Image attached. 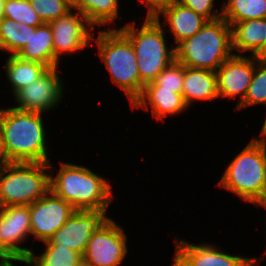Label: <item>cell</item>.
Returning <instances> with one entry per match:
<instances>
[{
    "mask_svg": "<svg viewBox=\"0 0 266 266\" xmlns=\"http://www.w3.org/2000/svg\"><path fill=\"white\" fill-rule=\"evenodd\" d=\"M256 56H244L233 54L217 70V88L220 98L239 97V105L245 98L248 87L251 84Z\"/></svg>",
    "mask_w": 266,
    "mask_h": 266,
    "instance_id": "2e32d148",
    "label": "cell"
},
{
    "mask_svg": "<svg viewBox=\"0 0 266 266\" xmlns=\"http://www.w3.org/2000/svg\"><path fill=\"white\" fill-rule=\"evenodd\" d=\"M222 17L232 27L237 22L266 18V0H228L223 2Z\"/></svg>",
    "mask_w": 266,
    "mask_h": 266,
    "instance_id": "7402d4cb",
    "label": "cell"
},
{
    "mask_svg": "<svg viewBox=\"0 0 266 266\" xmlns=\"http://www.w3.org/2000/svg\"><path fill=\"white\" fill-rule=\"evenodd\" d=\"M75 266H93L88 261H86L83 257L79 260V262Z\"/></svg>",
    "mask_w": 266,
    "mask_h": 266,
    "instance_id": "e575fe53",
    "label": "cell"
},
{
    "mask_svg": "<svg viewBox=\"0 0 266 266\" xmlns=\"http://www.w3.org/2000/svg\"><path fill=\"white\" fill-rule=\"evenodd\" d=\"M0 266H14L13 261L0 248Z\"/></svg>",
    "mask_w": 266,
    "mask_h": 266,
    "instance_id": "d6a6232c",
    "label": "cell"
},
{
    "mask_svg": "<svg viewBox=\"0 0 266 266\" xmlns=\"http://www.w3.org/2000/svg\"><path fill=\"white\" fill-rule=\"evenodd\" d=\"M16 35V56L25 61L38 62L48 69L59 67L54 57L53 32L49 23L32 27L20 23Z\"/></svg>",
    "mask_w": 266,
    "mask_h": 266,
    "instance_id": "9a60e30c",
    "label": "cell"
},
{
    "mask_svg": "<svg viewBox=\"0 0 266 266\" xmlns=\"http://www.w3.org/2000/svg\"><path fill=\"white\" fill-rule=\"evenodd\" d=\"M60 163L57 175H50V190L76 210L106 212L113 200L110 182L83 165Z\"/></svg>",
    "mask_w": 266,
    "mask_h": 266,
    "instance_id": "7a4b0ae2",
    "label": "cell"
},
{
    "mask_svg": "<svg viewBox=\"0 0 266 266\" xmlns=\"http://www.w3.org/2000/svg\"><path fill=\"white\" fill-rule=\"evenodd\" d=\"M94 41L114 84L124 91L132 106L145 86L140 81L133 44L119 28L113 27L101 30Z\"/></svg>",
    "mask_w": 266,
    "mask_h": 266,
    "instance_id": "5b68a950",
    "label": "cell"
},
{
    "mask_svg": "<svg viewBox=\"0 0 266 266\" xmlns=\"http://www.w3.org/2000/svg\"><path fill=\"white\" fill-rule=\"evenodd\" d=\"M53 165L11 162L0 168V207L30 205L50 190Z\"/></svg>",
    "mask_w": 266,
    "mask_h": 266,
    "instance_id": "52a82bcc",
    "label": "cell"
},
{
    "mask_svg": "<svg viewBox=\"0 0 266 266\" xmlns=\"http://www.w3.org/2000/svg\"><path fill=\"white\" fill-rule=\"evenodd\" d=\"M43 23H49L66 15L71 7L63 0H29Z\"/></svg>",
    "mask_w": 266,
    "mask_h": 266,
    "instance_id": "83f0119b",
    "label": "cell"
},
{
    "mask_svg": "<svg viewBox=\"0 0 266 266\" xmlns=\"http://www.w3.org/2000/svg\"><path fill=\"white\" fill-rule=\"evenodd\" d=\"M266 106V104H264ZM262 129L260 131V136H262V138H266V117H265V121L262 125Z\"/></svg>",
    "mask_w": 266,
    "mask_h": 266,
    "instance_id": "d590c367",
    "label": "cell"
},
{
    "mask_svg": "<svg viewBox=\"0 0 266 266\" xmlns=\"http://www.w3.org/2000/svg\"><path fill=\"white\" fill-rule=\"evenodd\" d=\"M182 95L188 107L194 100L208 101L218 99L216 73L211 70L184 66Z\"/></svg>",
    "mask_w": 266,
    "mask_h": 266,
    "instance_id": "d6986e66",
    "label": "cell"
},
{
    "mask_svg": "<svg viewBox=\"0 0 266 266\" xmlns=\"http://www.w3.org/2000/svg\"><path fill=\"white\" fill-rule=\"evenodd\" d=\"M160 19L145 18L140 29L134 23L119 28L131 41L137 58L140 81L146 85L176 59L175 46L168 48Z\"/></svg>",
    "mask_w": 266,
    "mask_h": 266,
    "instance_id": "8992f818",
    "label": "cell"
},
{
    "mask_svg": "<svg viewBox=\"0 0 266 266\" xmlns=\"http://www.w3.org/2000/svg\"><path fill=\"white\" fill-rule=\"evenodd\" d=\"M215 0H179L182 5L194 10L197 14L204 17L207 21L215 20L222 17V5L221 13L217 10L213 11Z\"/></svg>",
    "mask_w": 266,
    "mask_h": 266,
    "instance_id": "f546056e",
    "label": "cell"
},
{
    "mask_svg": "<svg viewBox=\"0 0 266 266\" xmlns=\"http://www.w3.org/2000/svg\"><path fill=\"white\" fill-rule=\"evenodd\" d=\"M132 107L143 108L146 111L151 107L152 115L157 120L164 119L168 115H179L188 108L182 94L161 89L160 85H145L141 96Z\"/></svg>",
    "mask_w": 266,
    "mask_h": 266,
    "instance_id": "e0dca14e",
    "label": "cell"
},
{
    "mask_svg": "<svg viewBox=\"0 0 266 266\" xmlns=\"http://www.w3.org/2000/svg\"><path fill=\"white\" fill-rule=\"evenodd\" d=\"M76 209L49 190L29 205L31 235L42 242L61 228Z\"/></svg>",
    "mask_w": 266,
    "mask_h": 266,
    "instance_id": "7c38bea8",
    "label": "cell"
},
{
    "mask_svg": "<svg viewBox=\"0 0 266 266\" xmlns=\"http://www.w3.org/2000/svg\"><path fill=\"white\" fill-rule=\"evenodd\" d=\"M160 15L165 17V23L170 25L176 46L183 40L194 36L207 22L204 17L179 2L165 9Z\"/></svg>",
    "mask_w": 266,
    "mask_h": 266,
    "instance_id": "ffe728a7",
    "label": "cell"
},
{
    "mask_svg": "<svg viewBox=\"0 0 266 266\" xmlns=\"http://www.w3.org/2000/svg\"><path fill=\"white\" fill-rule=\"evenodd\" d=\"M266 104V58L256 56L253 78L244 100L236 106L237 110L254 105Z\"/></svg>",
    "mask_w": 266,
    "mask_h": 266,
    "instance_id": "d4e9b609",
    "label": "cell"
},
{
    "mask_svg": "<svg viewBox=\"0 0 266 266\" xmlns=\"http://www.w3.org/2000/svg\"><path fill=\"white\" fill-rule=\"evenodd\" d=\"M145 3L148 12L146 18L160 19V14L179 0H140Z\"/></svg>",
    "mask_w": 266,
    "mask_h": 266,
    "instance_id": "4dcf8cb0",
    "label": "cell"
},
{
    "mask_svg": "<svg viewBox=\"0 0 266 266\" xmlns=\"http://www.w3.org/2000/svg\"><path fill=\"white\" fill-rule=\"evenodd\" d=\"M105 211L76 210L48 241L46 247H68L84 255L92 233L108 218Z\"/></svg>",
    "mask_w": 266,
    "mask_h": 266,
    "instance_id": "30bf717a",
    "label": "cell"
},
{
    "mask_svg": "<svg viewBox=\"0 0 266 266\" xmlns=\"http://www.w3.org/2000/svg\"><path fill=\"white\" fill-rule=\"evenodd\" d=\"M4 1H5V0H0V21H1V20L3 19V17H4V10H3Z\"/></svg>",
    "mask_w": 266,
    "mask_h": 266,
    "instance_id": "8d00e7d4",
    "label": "cell"
},
{
    "mask_svg": "<svg viewBox=\"0 0 266 266\" xmlns=\"http://www.w3.org/2000/svg\"><path fill=\"white\" fill-rule=\"evenodd\" d=\"M4 17L32 27L43 24L42 20L32 8L29 0H5Z\"/></svg>",
    "mask_w": 266,
    "mask_h": 266,
    "instance_id": "484cf974",
    "label": "cell"
},
{
    "mask_svg": "<svg viewBox=\"0 0 266 266\" xmlns=\"http://www.w3.org/2000/svg\"><path fill=\"white\" fill-rule=\"evenodd\" d=\"M174 262L171 266H256L262 258L230 255L212 244L195 245L176 239Z\"/></svg>",
    "mask_w": 266,
    "mask_h": 266,
    "instance_id": "5bb4252c",
    "label": "cell"
},
{
    "mask_svg": "<svg viewBox=\"0 0 266 266\" xmlns=\"http://www.w3.org/2000/svg\"><path fill=\"white\" fill-rule=\"evenodd\" d=\"M266 138H253L226 168L219 187L242 200L260 204L266 200Z\"/></svg>",
    "mask_w": 266,
    "mask_h": 266,
    "instance_id": "277c9868",
    "label": "cell"
},
{
    "mask_svg": "<svg viewBox=\"0 0 266 266\" xmlns=\"http://www.w3.org/2000/svg\"><path fill=\"white\" fill-rule=\"evenodd\" d=\"M118 0H79L74 9L86 16L88 22L95 26L113 23L118 18Z\"/></svg>",
    "mask_w": 266,
    "mask_h": 266,
    "instance_id": "603a6c76",
    "label": "cell"
},
{
    "mask_svg": "<svg viewBox=\"0 0 266 266\" xmlns=\"http://www.w3.org/2000/svg\"><path fill=\"white\" fill-rule=\"evenodd\" d=\"M82 257L68 247H46L39 256L32 252L24 263L32 266H75Z\"/></svg>",
    "mask_w": 266,
    "mask_h": 266,
    "instance_id": "cb8c5ba5",
    "label": "cell"
},
{
    "mask_svg": "<svg viewBox=\"0 0 266 266\" xmlns=\"http://www.w3.org/2000/svg\"><path fill=\"white\" fill-rule=\"evenodd\" d=\"M49 25L53 32L54 57L58 62L62 54L82 51L95 37L90 31V28L94 27L79 11L73 14L71 10L66 15L49 22Z\"/></svg>",
    "mask_w": 266,
    "mask_h": 266,
    "instance_id": "4fadbf2b",
    "label": "cell"
},
{
    "mask_svg": "<svg viewBox=\"0 0 266 266\" xmlns=\"http://www.w3.org/2000/svg\"><path fill=\"white\" fill-rule=\"evenodd\" d=\"M232 50L266 58V18L237 22L232 26ZM240 50V51H239Z\"/></svg>",
    "mask_w": 266,
    "mask_h": 266,
    "instance_id": "ac0fdd59",
    "label": "cell"
},
{
    "mask_svg": "<svg viewBox=\"0 0 266 266\" xmlns=\"http://www.w3.org/2000/svg\"><path fill=\"white\" fill-rule=\"evenodd\" d=\"M67 5H69L72 9H75L78 6L79 0H63Z\"/></svg>",
    "mask_w": 266,
    "mask_h": 266,
    "instance_id": "836d02e7",
    "label": "cell"
},
{
    "mask_svg": "<svg viewBox=\"0 0 266 266\" xmlns=\"http://www.w3.org/2000/svg\"><path fill=\"white\" fill-rule=\"evenodd\" d=\"M176 60L194 69L216 70L235 52L232 27L223 18L207 21L192 37L175 46Z\"/></svg>",
    "mask_w": 266,
    "mask_h": 266,
    "instance_id": "3957f363",
    "label": "cell"
},
{
    "mask_svg": "<svg viewBox=\"0 0 266 266\" xmlns=\"http://www.w3.org/2000/svg\"><path fill=\"white\" fill-rule=\"evenodd\" d=\"M11 163L4 148V142L2 139V134L0 131V168L6 166L7 164Z\"/></svg>",
    "mask_w": 266,
    "mask_h": 266,
    "instance_id": "1f68e13d",
    "label": "cell"
},
{
    "mask_svg": "<svg viewBox=\"0 0 266 266\" xmlns=\"http://www.w3.org/2000/svg\"><path fill=\"white\" fill-rule=\"evenodd\" d=\"M43 113L0 109V131L10 162L48 163Z\"/></svg>",
    "mask_w": 266,
    "mask_h": 266,
    "instance_id": "6da1fadb",
    "label": "cell"
},
{
    "mask_svg": "<svg viewBox=\"0 0 266 266\" xmlns=\"http://www.w3.org/2000/svg\"><path fill=\"white\" fill-rule=\"evenodd\" d=\"M127 251L124 229L108 217L92 233L83 258L93 266H119Z\"/></svg>",
    "mask_w": 266,
    "mask_h": 266,
    "instance_id": "ba28073f",
    "label": "cell"
},
{
    "mask_svg": "<svg viewBox=\"0 0 266 266\" xmlns=\"http://www.w3.org/2000/svg\"><path fill=\"white\" fill-rule=\"evenodd\" d=\"M184 81V65L176 59L165 67L153 82L146 85H160L161 89L173 90L182 94Z\"/></svg>",
    "mask_w": 266,
    "mask_h": 266,
    "instance_id": "4316f807",
    "label": "cell"
},
{
    "mask_svg": "<svg viewBox=\"0 0 266 266\" xmlns=\"http://www.w3.org/2000/svg\"><path fill=\"white\" fill-rule=\"evenodd\" d=\"M29 205L0 207V248L12 260L24 263L33 252L18 244L31 234Z\"/></svg>",
    "mask_w": 266,
    "mask_h": 266,
    "instance_id": "9c48e42d",
    "label": "cell"
},
{
    "mask_svg": "<svg viewBox=\"0 0 266 266\" xmlns=\"http://www.w3.org/2000/svg\"><path fill=\"white\" fill-rule=\"evenodd\" d=\"M258 206H261L266 209V200L258 204Z\"/></svg>",
    "mask_w": 266,
    "mask_h": 266,
    "instance_id": "74e56055",
    "label": "cell"
},
{
    "mask_svg": "<svg viewBox=\"0 0 266 266\" xmlns=\"http://www.w3.org/2000/svg\"><path fill=\"white\" fill-rule=\"evenodd\" d=\"M58 67L49 68L34 83L21 88L13 96L21 111L44 113L56 107L63 97L62 78Z\"/></svg>",
    "mask_w": 266,
    "mask_h": 266,
    "instance_id": "8fae6325",
    "label": "cell"
},
{
    "mask_svg": "<svg viewBox=\"0 0 266 266\" xmlns=\"http://www.w3.org/2000/svg\"><path fill=\"white\" fill-rule=\"evenodd\" d=\"M6 78L10 82L13 95L21 88L34 83L48 68L38 62L25 61L16 55H9L5 64Z\"/></svg>",
    "mask_w": 266,
    "mask_h": 266,
    "instance_id": "44dd1931",
    "label": "cell"
},
{
    "mask_svg": "<svg viewBox=\"0 0 266 266\" xmlns=\"http://www.w3.org/2000/svg\"><path fill=\"white\" fill-rule=\"evenodd\" d=\"M20 23L3 17L0 21V50L16 55V35L20 31Z\"/></svg>",
    "mask_w": 266,
    "mask_h": 266,
    "instance_id": "f1b7e54d",
    "label": "cell"
}]
</instances>
